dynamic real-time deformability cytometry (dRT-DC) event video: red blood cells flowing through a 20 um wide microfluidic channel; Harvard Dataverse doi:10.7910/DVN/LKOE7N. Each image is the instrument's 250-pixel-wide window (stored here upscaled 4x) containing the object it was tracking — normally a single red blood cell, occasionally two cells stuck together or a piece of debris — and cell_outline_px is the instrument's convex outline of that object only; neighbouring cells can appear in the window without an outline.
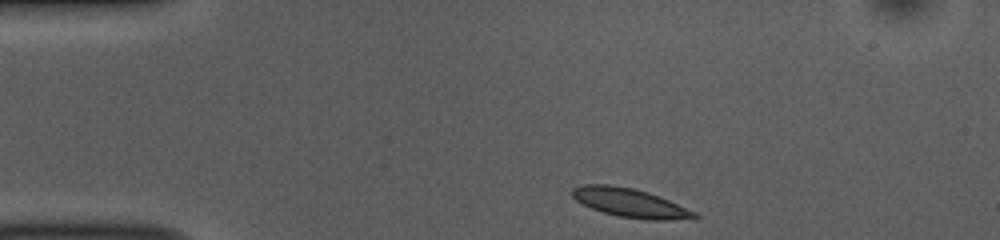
{"species": "common noctule bat (a hibernating species)", "species_latin": "Nyctalus noctula", "temperature_condition": "room temperature", "stored_images_in_passage": 45, "camera_frame_rate_fps": 3000, "um_per_image_px": 0.085, "animal": {"sex": "female", "body_mass_g": 10.0, "forearm_length_mm": 53.1}, "frame": {"image": 1, "passage_image": 1, "time_ms": 0.0, "image_size_px": [1000, 240], "cell_outline_px": [[700, 216], [696, 220], [648, 220], [616, 216], [592, 208], [576, 200], [572, 196], [572, 188], [580, 184], [608, 184], [636, 188], [660, 196], [696, 212]], "centroid_in_image_um": [53.62, 17.25], "position_along_channel_um": 31.4, "area_um2": 20.92}}
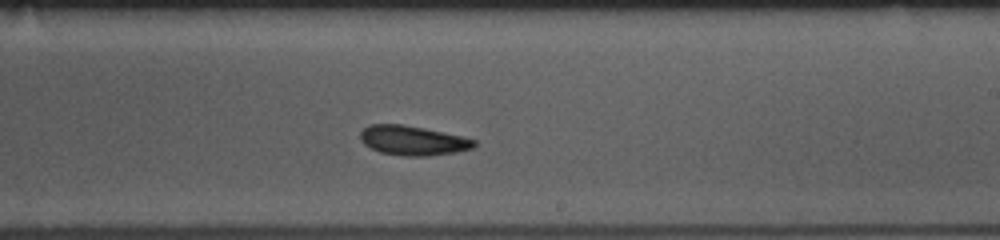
{"frame": {"image": 2, "passage_image": 23, "time_ms": 7.333, "image_size_px": [1000, 240], "cell_outline_px": [[476, 148], [456, 152], [428, 156], [404, 156], [380, 152], [364, 144], [360, 140], [360, 132], [368, 124], [400, 124], [424, 128], [464, 136], [476, 140]], "centroid_in_image_um": [35.12, 11.94], "position_along_channel_um": 253.9, "area_um2": 19.77}}
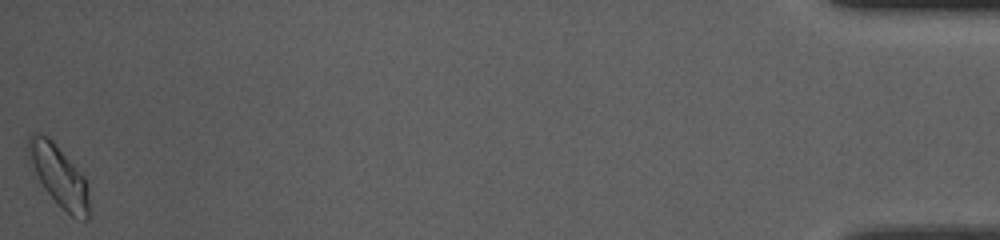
{"frame": {"image": 3, "passage_image": 45, "time_ms": 14.667, "image_size_px": [1000, 240], "cell_outline_px": [[92, 212], [88, 220], [84, 220], [72, 216], [44, 188], [28, 164], [24, 148], [28, 136], [32, 132], [36, 132], [48, 136], [52, 140], [84, 176], [88, 188]], "centroid_in_image_um": [4.97, 14.9], "position_along_channel_um": 430.2, "area_um2": 22.25}, "authors_computed_cell_mechanics": {"area_um2": 19.8832, "velocity_mm_per_s": 3.6841, "shape_relaxation_time_tau1_ms": 5.8571, "shape_relaxation_time_tau2_ms": 3.1345, "deformation_change_tau1": 0.1043, "deformation_change_tau2": 0.0601}}